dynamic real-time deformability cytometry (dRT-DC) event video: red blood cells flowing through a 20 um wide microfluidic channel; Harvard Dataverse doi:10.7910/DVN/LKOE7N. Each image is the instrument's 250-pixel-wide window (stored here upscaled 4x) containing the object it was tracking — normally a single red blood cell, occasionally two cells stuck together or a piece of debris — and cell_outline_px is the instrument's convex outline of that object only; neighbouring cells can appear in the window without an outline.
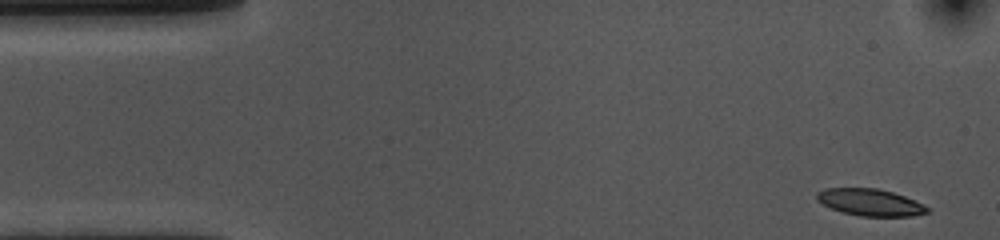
{"species": "common noctule bat (a hibernating species)", "species_latin": "Nyctalus noctula", "temperature_condition": "cold", "stored_images_in_passage": 53, "camera_frame_rate_fps": 3000, "um_per_image_px": 0.085, "animal": {"sex": "female", "body_mass_g": 10.0, "forearm_length_mm": 53.1}, "frame": {"image": 1, "passage_image": 1, "time_ms": 0.0, "image_size_px": [1000, 240], "cell_outline_px": [[928, 212], [912, 216], [860, 216], [844, 212], [832, 208], [816, 200], [816, 192], [824, 188], [880, 188], [904, 196], [928, 208]], "centroid_in_image_um": [73.91, 17.18], "position_along_channel_um": 11.1, "area_um2": 17.05}}
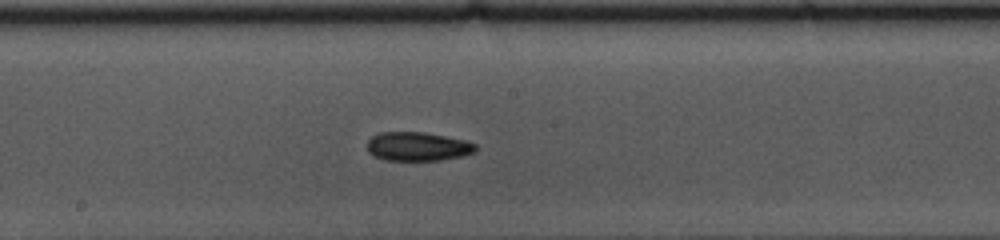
{"frame": {"image": 2, "passage_image": 26, "time_ms": 8.333, "image_size_px": [1000, 240], "cell_outline_px": [[476, 148], [472, 152], [460, 156], [440, 160], [384, 160], [368, 152], [368, 140], [372, 136], [380, 132], [424, 132], [464, 140], [476, 144]], "centroid_in_image_um": [35.47, 12.44], "position_along_channel_um": 212.7, "area_um2": 17.98}}
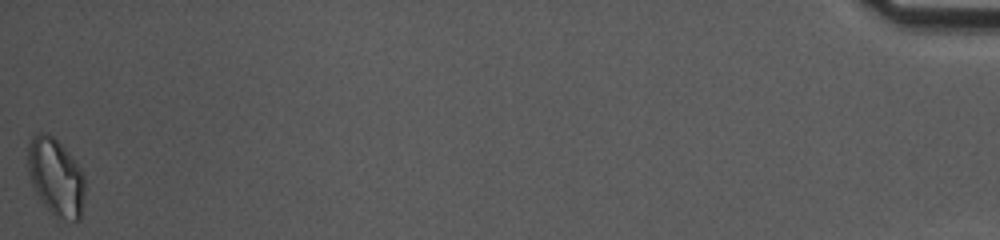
{"frame": {"image": 3, "passage_image": 53, "time_ms": 17.333, "image_size_px": [1000, 240], "cell_outline_px": [[84, 196], [80, 220], [72, 220], [56, 216], [44, 204], [32, 188], [28, 172], [28, 144], [32, 136], [40, 132], [44, 132], [52, 136], [68, 152], [80, 168], [84, 176]], "centroid_in_image_um": [4.73, 15.03], "position_along_channel_um": 430.5, "area_um2": 25.49}, "authors_computed_cell_mechanics": {"area_um2": 18.2648, "velocity_mm_per_s": 3.5843, "shape_relaxation_time_tau1_ms": 5.1163, "shape_relaxation_time_tau2_ms": null, "deformation_change_tau1": 0.1291, "deformation_change_tau2": null}}